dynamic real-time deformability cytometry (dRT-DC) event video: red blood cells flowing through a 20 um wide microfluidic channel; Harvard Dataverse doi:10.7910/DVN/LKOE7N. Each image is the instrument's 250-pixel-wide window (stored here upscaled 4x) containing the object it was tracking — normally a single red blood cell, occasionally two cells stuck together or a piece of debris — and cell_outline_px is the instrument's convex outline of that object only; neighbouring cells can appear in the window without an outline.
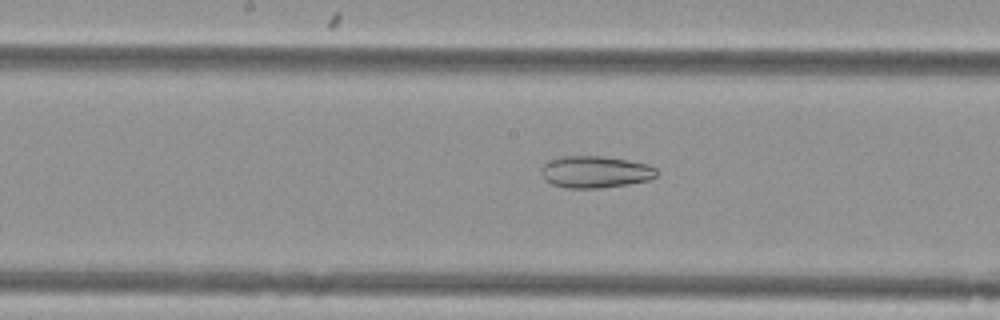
{"species": "Egyptian fruit bat (a non-hibernating species)", "species_latin": "Rousettus aegyptiacus", "temperature_condition": "cold", "stored_images_in_passage": 55, "camera_frame_rate_fps": 3000, "um_per_image_px": 0.085, "animal": {"sex": "female"}, "frame": {"image": 1, "passage_image": 28, "time_ms": 9.0, "image_size_px": [1000, 320], "cell_outline_px": [[656, 176], [648, 180], [628, 184], [600, 188], [564, 188], [552, 184], [544, 180], [540, 168], [544, 164], [560, 156], [600, 156], [628, 160], [648, 164], [656, 168]], "centroid_in_image_um": [50.57, 14.62], "position_along_channel_um": 197.6, "area_um2": 21.44}}
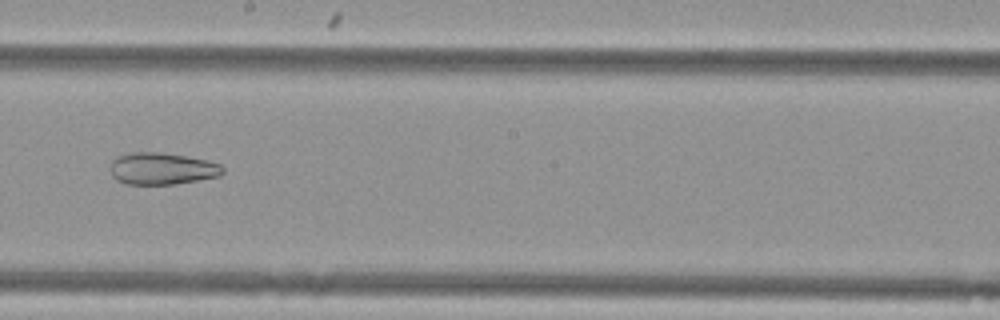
{"frame": {"image": 2, "passage_image": 31, "time_ms": 10.0, "image_size_px": [1000, 320], "cell_outline_px": [[224, 172], [220, 176], [176, 184], [128, 184], [116, 180], [112, 176], [112, 160], [116, 156], [128, 152], [160, 152], [188, 156], [208, 160], [220, 164], [224, 168]], "centroid_in_image_um": [13.79, 14.32], "position_along_channel_um": 234.4, "area_um2": 21.1}}
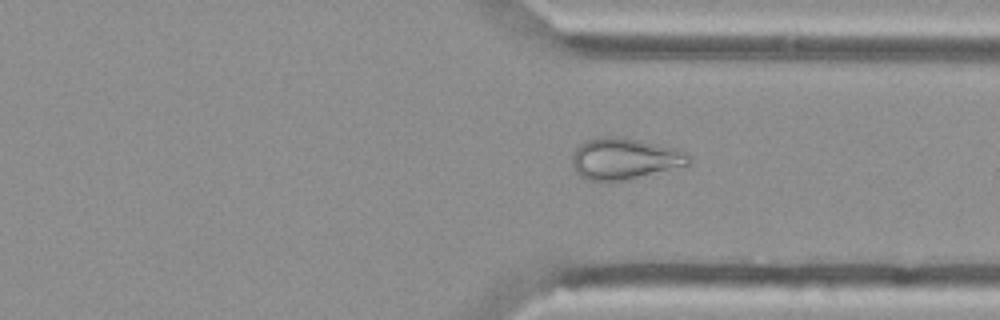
{"frame": {"image": 3, "passage_image": 41, "time_ms": 13.333, "image_size_px": [1000, 320], "cell_outline_px": [[688, 164], [624, 180], [588, 180], [580, 176], [576, 172], [572, 164], [572, 156], [576, 148], [584, 140], [600, 136], [616, 136], [680, 148], [688, 156]], "centroid_in_image_um": [53.02, 13.46], "position_along_channel_um": 358.4, "area_um2": 27.69}}